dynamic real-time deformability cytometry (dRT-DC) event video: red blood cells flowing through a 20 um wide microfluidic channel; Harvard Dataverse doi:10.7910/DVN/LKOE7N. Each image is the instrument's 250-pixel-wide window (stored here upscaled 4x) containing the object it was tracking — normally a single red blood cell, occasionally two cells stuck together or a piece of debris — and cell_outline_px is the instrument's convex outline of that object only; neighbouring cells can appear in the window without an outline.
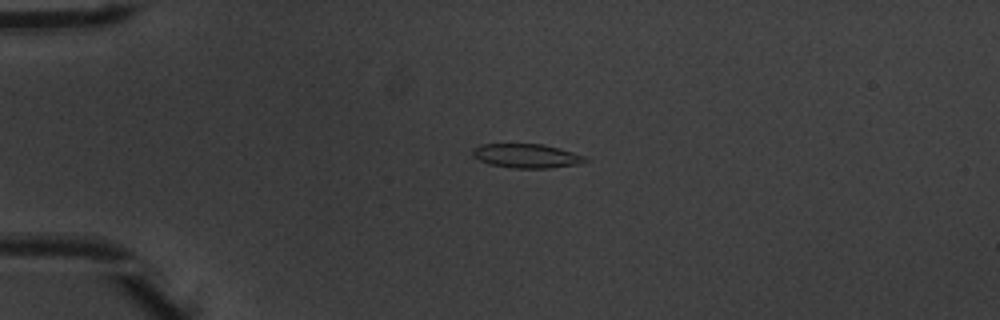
{"species": "common noctule bat (a hibernating species)", "species_latin": "Nyctalus noctula", "temperature_condition": "warm", "stored_images_in_passage": 52, "camera_frame_rate_fps": 3000, "um_per_image_px": 0.085, "animal": {"sex": "male", "body_mass_g": 20.1, "forearm_length_mm": 53.5}, "frame": {"image": 1, "passage_image": 13, "time_ms": 4.0, "image_size_px": [1000, 320], "cell_outline_px": [[588, 160], [580, 164], [548, 168], [512, 168], [488, 164], [472, 156], [472, 148], [480, 144], [540, 144], [560, 148], [584, 156]], "centroid_in_image_um": [44.72, 13.25], "position_along_channel_um": 40.3, "area_um2": 15.84}}
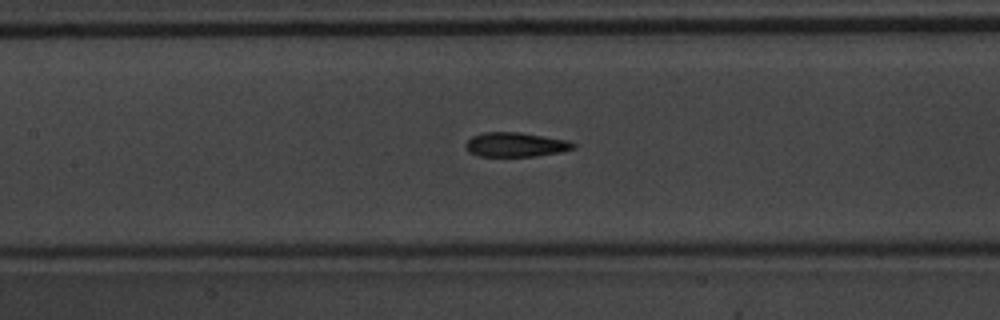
{"frame": {"image": 2, "passage_image": 25, "time_ms": 8.0, "image_size_px": [1000, 320], "cell_outline_px": [[576, 148], [560, 152], [536, 156], [480, 156], [468, 152], [464, 144], [472, 136], [484, 132], [520, 132], [568, 140], [576, 144]], "centroid_in_image_um": [43.83, 12.29], "position_along_channel_um": 163.6, "area_um2": 15.37}}
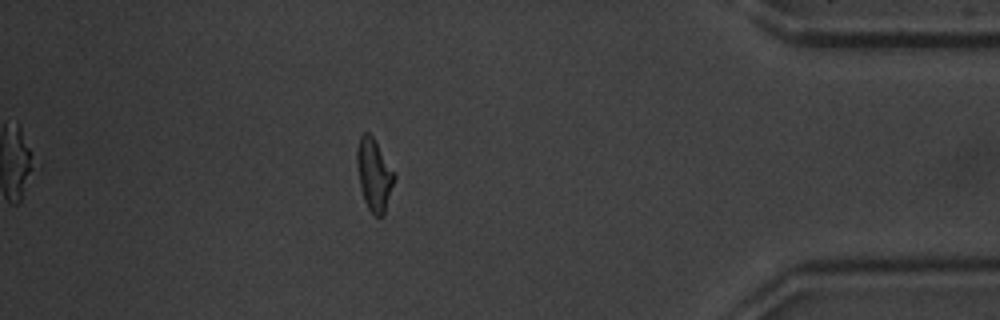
{"frame": {"image": 3, "passage_image": 46, "time_ms": 15.0, "image_size_px": [1000, 320], "cell_outline_px": [[396, 176], [384, 216], [376, 216], [368, 208], [364, 200], [360, 188], [356, 164], [356, 148], [360, 136], [364, 132], [368, 132], [372, 136], [396, 172]], "centroid_in_image_um": [31.8, 14.84], "position_along_channel_um": 403.4, "area_um2": 15.95}, "authors_computed_cell_mechanics": {"area_um2": 15.4904, "velocity_mm_per_s": 3.9533, "shape_relaxation_time_tau1_ms": 4.12, "shape_relaxation_time_tau2_ms": 1.3086, "deformation_change_tau1": 0.1744, "deformation_change_tau2": 0.0831}}